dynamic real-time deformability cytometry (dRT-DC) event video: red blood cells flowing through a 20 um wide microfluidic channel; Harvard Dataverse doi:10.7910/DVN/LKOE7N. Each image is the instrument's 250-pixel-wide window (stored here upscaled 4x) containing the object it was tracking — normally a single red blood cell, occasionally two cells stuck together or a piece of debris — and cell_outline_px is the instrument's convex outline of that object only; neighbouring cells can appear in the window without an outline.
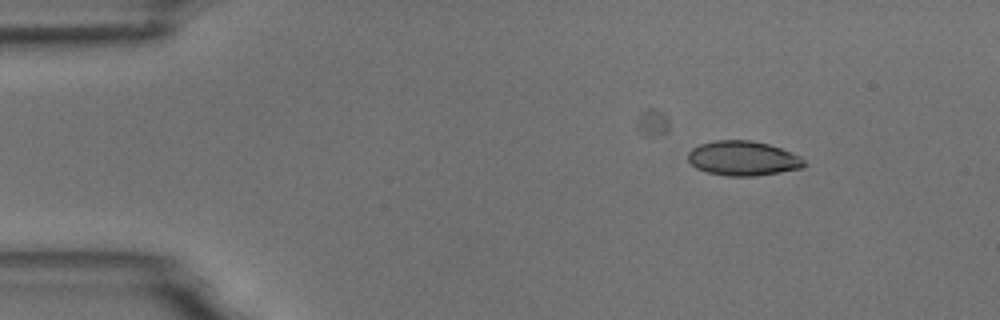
{"species": "common noctule bat (a hibernating species)", "species_latin": "Nyctalus noctula", "temperature_condition": "room temperature", "stored_images_in_passage": 5, "camera_frame_rate_fps": 3000, "um_per_image_px": 0.085, "animal": {"sex": "male", "body_mass_g": 18.8}, "frame": {"image": 1, "passage_image": 1, "time_ms": 0.0, "image_size_px": [1000, 320], "cell_outline_px": [[808, 164], [800, 168], [780, 172], [756, 176], [728, 176], [708, 172], [696, 168], [688, 160], [688, 152], [692, 148], [700, 144], [716, 140], [752, 140], [768, 144], [780, 148], [800, 156]], "centroid_in_image_um": [63.15, 13.46], "position_along_channel_um": 21.8, "area_um2": 23.41}}
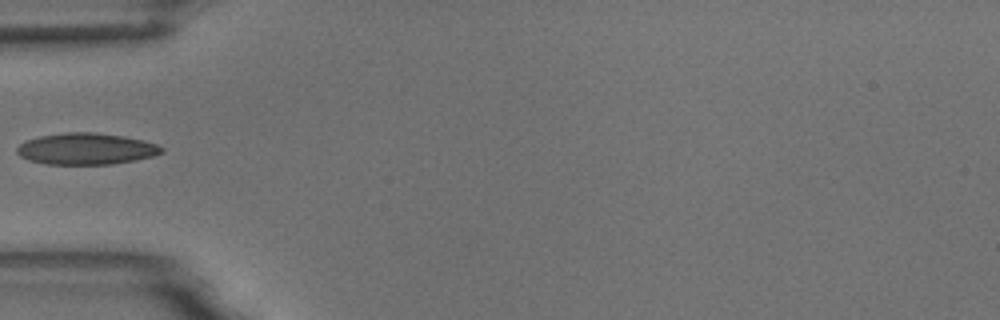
{"frame": {"image": 2, "passage_image": 4, "time_ms": 3.667, "image_size_px": [1000, 320], "cell_outline_px": [[164, 152], [152, 156], [136, 160], [112, 164], [48, 164], [28, 160], [20, 156], [16, 152], [16, 148], [20, 144], [28, 140], [40, 136], [64, 132], [96, 132], [124, 136], [144, 140], [156, 144], [164, 148]], "centroid_in_image_um": [7.34, 12.64], "position_along_channel_um": 77.7, "area_um2": 26.59}}